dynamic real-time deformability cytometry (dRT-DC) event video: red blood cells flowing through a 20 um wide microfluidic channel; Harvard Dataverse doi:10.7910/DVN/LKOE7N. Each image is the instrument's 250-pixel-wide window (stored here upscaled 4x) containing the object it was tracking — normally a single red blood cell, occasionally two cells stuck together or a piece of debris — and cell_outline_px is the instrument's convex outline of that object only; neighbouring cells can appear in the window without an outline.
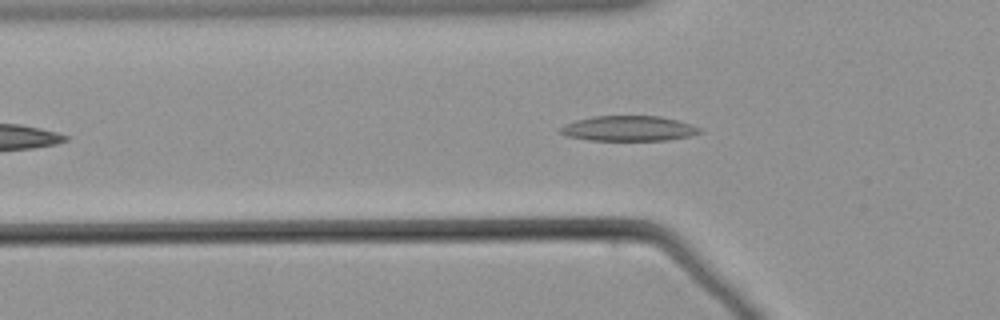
{"species": "common noctule bat (a hibernating species)", "species_latin": "Nyctalus noctula", "temperature_condition": "warm", "stored_images_in_passage": 46, "camera_frame_rate_fps": 3000, "um_per_image_px": 0.085, "animal": {"sex": "male", "body_mass_g": 21.5, "forearm_length_mm": 52.0}, "frame": {"image": 1, "passage_image": 10, "time_ms": 3.0, "image_size_px": [1000, 320], "cell_outline_px": [[704, 132], [688, 136], [668, 140], [588, 140], [564, 136], [560, 132], [560, 128], [564, 124], [576, 120], [592, 116], [660, 116], [692, 124], [700, 128]], "centroid_in_image_um": [53.42, 10.92], "position_along_channel_um": 72.4, "area_um2": 20.52}}
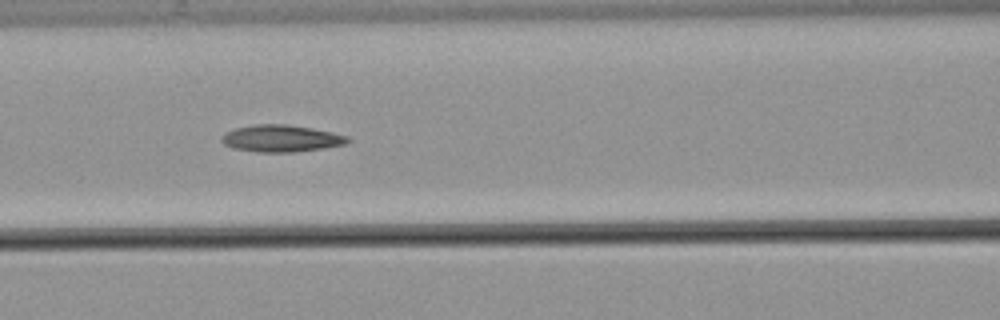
{"frame": {"image": 2, "passage_image": 16, "time_ms": 5.0, "image_size_px": [1000, 320], "cell_outline_px": [[352, 140], [344, 144], [324, 148], [296, 152], [256, 152], [232, 148], [224, 144], [220, 140], [220, 136], [224, 132], [236, 128], [252, 124], [284, 124], [312, 128], [332, 132], [348, 136]], "centroid_in_image_um": [23.86, 11.77], "position_along_channel_um": 142.7, "area_um2": 20.0}}
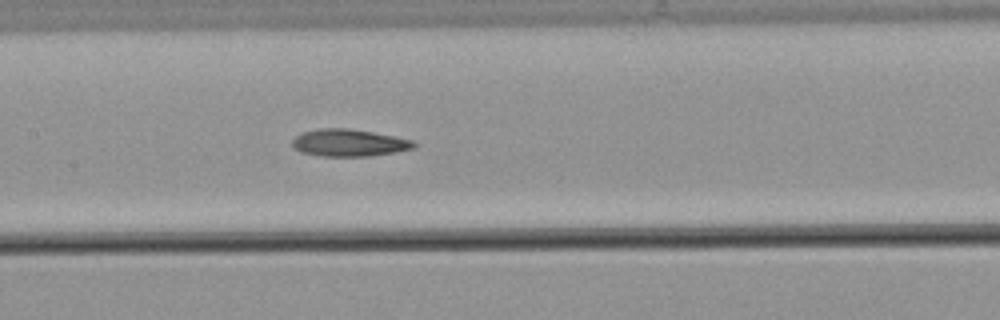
{"frame": {"image": 3, "passage_image": 19, "time_ms": 6.0, "image_size_px": [1000, 320], "cell_outline_px": [[416, 148], [396, 152], [368, 156], [320, 156], [300, 152], [292, 144], [292, 140], [296, 136], [304, 132], [316, 128], [348, 128], [372, 132], [412, 140], [416, 144]], "centroid_in_image_um": [29.66, 12.14], "position_along_channel_um": 177.7, "area_um2": 19.19}}